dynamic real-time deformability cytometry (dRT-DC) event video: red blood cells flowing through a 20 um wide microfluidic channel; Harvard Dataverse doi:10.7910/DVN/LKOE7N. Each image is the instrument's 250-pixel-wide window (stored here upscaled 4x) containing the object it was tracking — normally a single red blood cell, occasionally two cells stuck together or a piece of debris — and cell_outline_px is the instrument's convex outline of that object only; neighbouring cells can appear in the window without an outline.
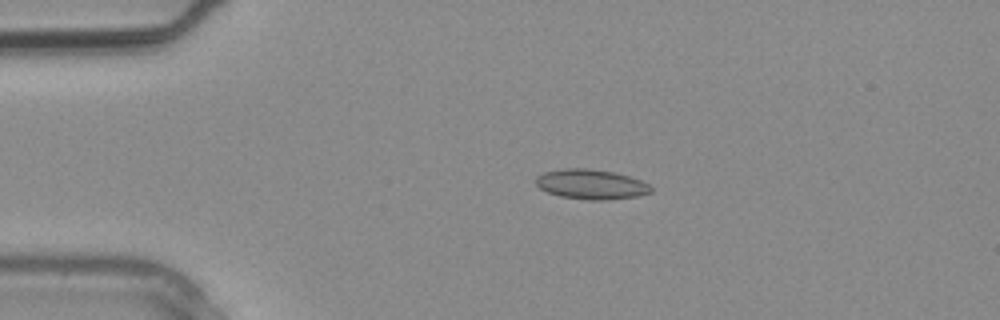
{"species": "common noctule bat (a hibernating species)", "species_latin": "Nyctalus noctula", "temperature_condition": "warm", "stored_images_in_passage": 3, "camera_frame_rate_fps": 3000, "um_per_image_px": 0.085, "animal": {"sex": "male", "body_mass_g": 20.4}, "frame": {"image": 1, "passage_image": 2, "time_ms": 0.333, "image_size_px": [1000, 320], "cell_outline_px": [[652, 192], [636, 196], [608, 200], [588, 200], [560, 196], [548, 192], [540, 188], [532, 180], [536, 176], [544, 172], [564, 168], [588, 168], [612, 172], [628, 176], [640, 180], [648, 184], [652, 188]], "centroid_in_image_um": [50.2, 15.66], "position_along_channel_um": 34.8, "area_um2": 20.06}}